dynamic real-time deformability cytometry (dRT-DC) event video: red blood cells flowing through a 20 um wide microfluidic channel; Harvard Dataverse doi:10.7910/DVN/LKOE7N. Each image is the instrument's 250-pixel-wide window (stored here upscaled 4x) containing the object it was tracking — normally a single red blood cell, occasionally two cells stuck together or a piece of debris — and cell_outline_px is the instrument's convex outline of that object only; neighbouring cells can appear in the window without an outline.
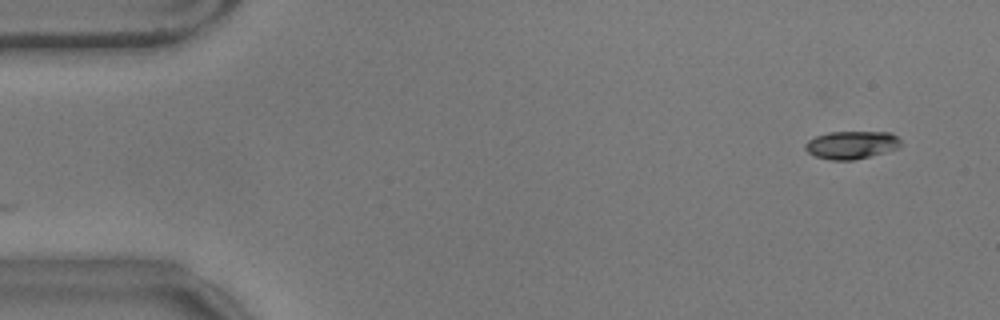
{"species": "common noctule bat (a hibernating species)", "species_latin": "Nyctalus noctula", "temperature_condition": "warm", "stored_images_in_passage": 55, "camera_frame_rate_fps": 3000, "um_per_image_px": 0.085, "animal": {"sex": "male", "body_mass_g": 17.9}, "frame": {"image": 1, "passage_image": 1, "time_ms": 0.0, "image_size_px": [1000, 320], "cell_outline_px": [[904, 144], [900, 148], [852, 160], [832, 160], [816, 156], [808, 152], [804, 148], [804, 144], [808, 140], [816, 136], [828, 132], [892, 132]], "centroid_in_image_um": [72.4, 12.31], "position_along_channel_um": 12.6, "area_um2": 15.55}}
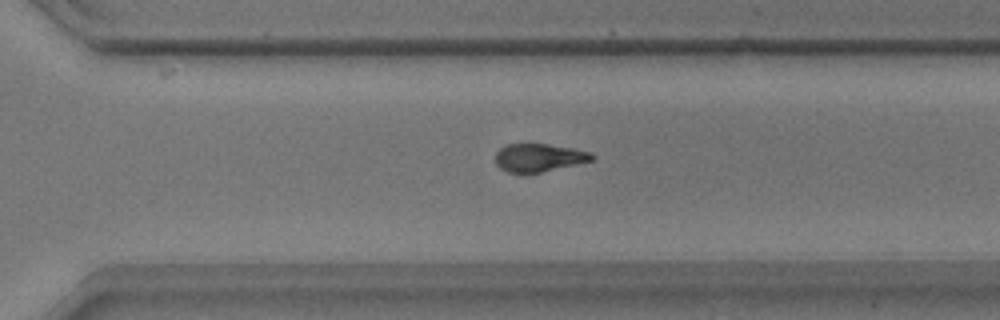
{"frame": {"image": 2, "passage_image": 37, "time_ms": 12.0, "image_size_px": [1000, 320], "cell_outline_px": [[596, 156], [592, 160], [540, 172], [508, 172], [500, 168], [496, 164], [496, 152], [500, 148], [508, 144], [548, 144], [572, 148], [592, 152]], "centroid_in_image_um": [45.81, 13.38], "position_along_channel_um": 324.8, "area_um2": 15.49}}
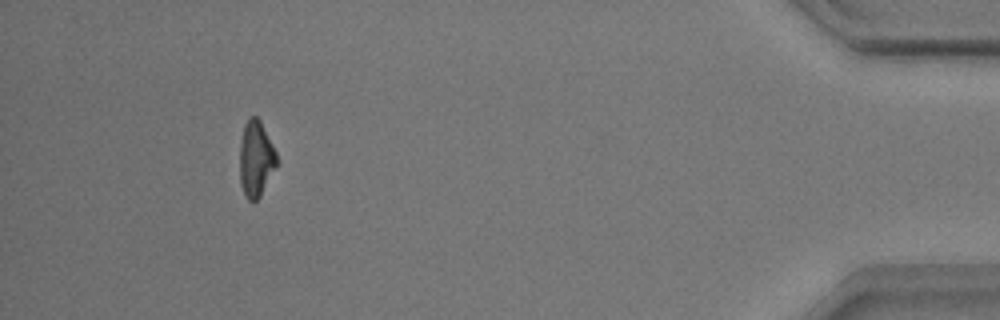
{"frame": {"image": 3, "passage_image": 50, "time_ms": 16.333, "image_size_px": [1000, 320], "cell_outline_px": [[276, 164], [260, 196], [256, 200], [248, 200], [244, 196], [240, 184], [240, 140], [244, 124], [252, 116], [256, 116], [260, 120], [276, 152]], "centroid_in_image_um": [21.72, 13.49], "position_along_channel_um": 413.5, "area_um2": 16.07}, "authors_computed_cell_mechanics": {"area_um2": 16.5886, "velocity_mm_per_s": 3.5429, "shape_relaxation_time_tau1_ms": 3.4858, "shape_relaxation_time_tau2_ms": 4.2202, "deformation_change_tau1": 0.1396, "deformation_change_tau2": 0.1153}}